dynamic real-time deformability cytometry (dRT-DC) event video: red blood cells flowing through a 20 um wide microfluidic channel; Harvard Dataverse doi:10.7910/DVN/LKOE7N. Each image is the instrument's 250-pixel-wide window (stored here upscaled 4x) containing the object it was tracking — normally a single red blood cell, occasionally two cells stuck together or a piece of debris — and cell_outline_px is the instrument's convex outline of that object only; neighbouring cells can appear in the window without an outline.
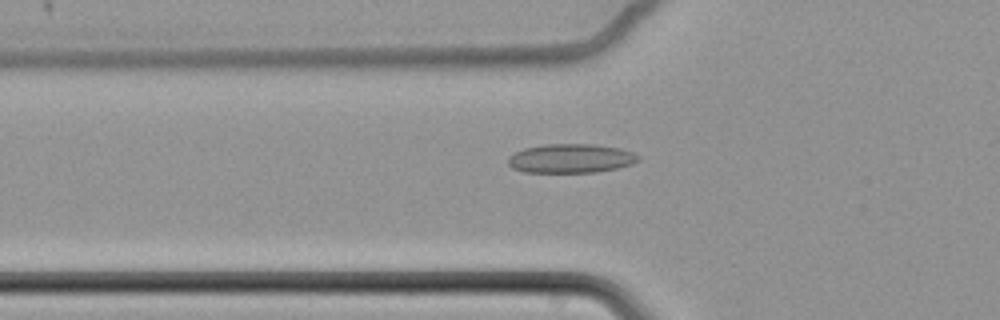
{"species": "common noctule bat (a hibernating species)", "species_latin": "Nyctalus noctula", "temperature_condition": "cold", "stored_images_in_passage": 55, "camera_frame_rate_fps": 3000, "um_per_image_px": 0.085, "animal": {"sex": "female", "body_mass_g": 22.7, "forearm_length_mm": 54.2}, "frame": {"image": 1, "passage_image": 16, "time_ms": 5.0, "image_size_px": [1000, 320], "cell_outline_px": [[640, 160], [632, 164], [616, 168], [596, 172], [524, 172], [512, 168], [508, 164], [508, 156], [524, 148], [544, 144], [592, 144], [620, 148], [632, 152], [640, 156]], "centroid_in_image_um": [48.52, 13.46], "position_along_channel_um": 77.3, "area_um2": 22.08}}
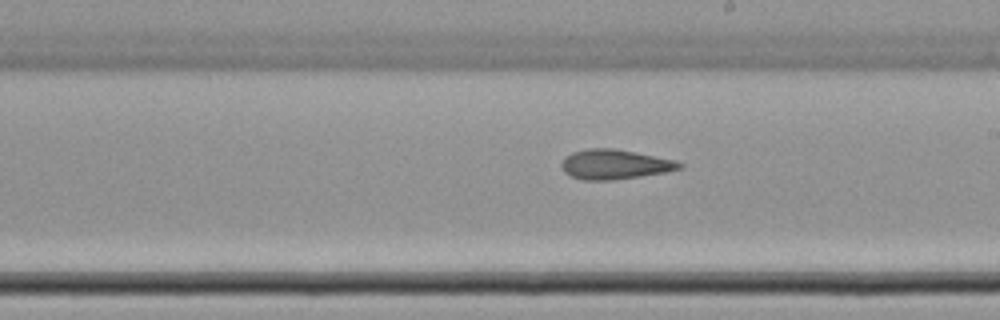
{"frame": {"image": 2, "passage_image": 30, "time_ms": 9.667, "image_size_px": [1000, 320], "cell_outline_px": [[684, 168], [664, 172], [616, 180], [584, 180], [572, 176], [564, 172], [560, 164], [564, 156], [572, 152], [588, 148], [616, 148], [676, 160], [684, 164]], "centroid_in_image_um": [52.25, 13.96], "position_along_channel_um": 236.7, "area_um2": 20.63}}
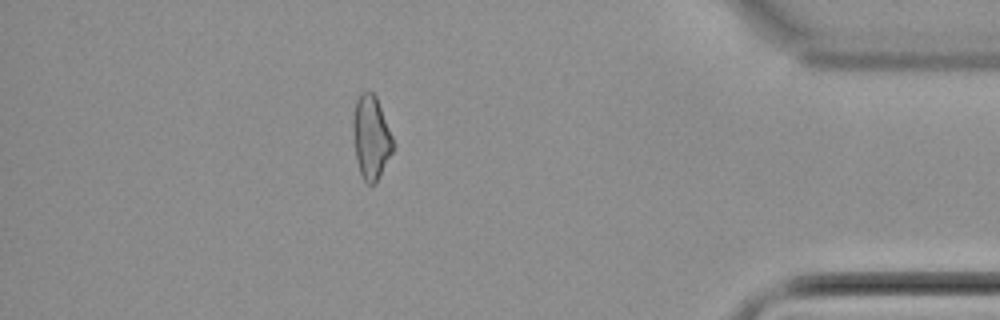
{"frame": {"image": 3, "passage_image": 48, "time_ms": 15.667, "image_size_px": [1000, 320], "cell_outline_px": [[396, 144], [376, 184], [368, 184], [360, 176], [356, 160], [352, 128], [352, 120], [356, 100], [360, 92], [372, 92], [376, 96]], "centroid_in_image_um": [31.54, 11.69], "position_along_channel_um": 403.7, "area_um2": 19.77}, "authors_computed_cell_mechanics": {"area_um2": 20.6346, "velocity_mm_per_s": 3.4275, "shape_relaxation_time_tau1_ms": null, "shape_relaxation_time_tau2_ms": 4.9539, "deformation_change_tau1": null, "deformation_change_tau2": 0.1253}}